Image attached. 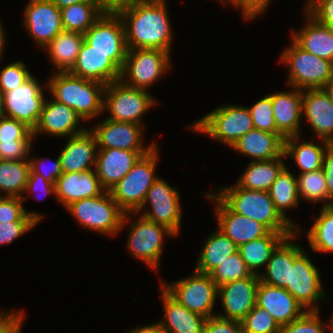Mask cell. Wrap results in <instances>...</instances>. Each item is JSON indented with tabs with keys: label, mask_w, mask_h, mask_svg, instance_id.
Instances as JSON below:
<instances>
[{
	"label": "cell",
	"mask_w": 333,
	"mask_h": 333,
	"mask_svg": "<svg viewBox=\"0 0 333 333\" xmlns=\"http://www.w3.org/2000/svg\"><path fill=\"white\" fill-rule=\"evenodd\" d=\"M241 330V322L215 315L207 318L204 333H240Z\"/></svg>",
	"instance_id": "cell-52"
},
{
	"label": "cell",
	"mask_w": 333,
	"mask_h": 333,
	"mask_svg": "<svg viewBox=\"0 0 333 333\" xmlns=\"http://www.w3.org/2000/svg\"><path fill=\"white\" fill-rule=\"evenodd\" d=\"M284 158H286L285 155L271 160L251 161L235 184L248 190L268 192L278 175L286 167L283 162Z\"/></svg>",
	"instance_id": "cell-34"
},
{
	"label": "cell",
	"mask_w": 333,
	"mask_h": 333,
	"mask_svg": "<svg viewBox=\"0 0 333 333\" xmlns=\"http://www.w3.org/2000/svg\"><path fill=\"white\" fill-rule=\"evenodd\" d=\"M170 57V52L164 50L128 49L120 81L126 86L147 90L168 71Z\"/></svg>",
	"instance_id": "cell-10"
},
{
	"label": "cell",
	"mask_w": 333,
	"mask_h": 333,
	"mask_svg": "<svg viewBox=\"0 0 333 333\" xmlns=\"http://www.w3.org/2000/svg\"><path fill=\"white\" fill-rule=\"evenodd\" d=\"M271 99L277 133L284 139L300 136L302 90L293 87L289 92H275L271 94Z\"/></svg>",
	"instance_id": "cell-28"
},
{
	"label": "cell",
	"mask_w": 333,
	"mask_h": 333,
	"mask_svg": "<svg viewBox=\"0 0 333 333\" xmlns=\"http://www.w3.org/2000/svg\"><path fill=\"white\" fill-rule=\"evenodd\" d=\"M118 14L123 21L128 49L171 52L173 32L166 0H147Z\"/></svg>",
	"instance_id": "cell-1"
},
{
	"label": "cell",
	"mask_w": 333,
	"mask_h": 333,
	"mask_svg": "<svg viewBox=\"0 0 333 333\" xmlns=\"http://www.w3.org/2000/svg\"><path fill=\"white\" fill-rule=\"evenodd\" d=\"M306 12L317 22L333 29V0H307Z\"/></svg>",
	"instance_id": "cell-49"
},
{
	"label": "cell",
	"mask_w": 333,
	"mask_h": 333,
	"mask_svg": "<svg viewBox=\"0 0 333 333\" xmlns=\"http://www.w3.org/2000/svg\"><path fill=\"white\" fill-rule=\"evenodd\" d=\"M55 197L65 208L75 201L98 196L106 190L102 187L95 169L62 173L55 184Z\"/></svg>",
	"instance_id": "cell-26"
},
{
	"label": "cell",
	"mask_w": 333,
	"mask_h": 333,
	"mask_svg": "<svg viewBox=\"0 0 333 333\" xmlns=\"http://www.w3.org/2000/svg\"><path fill=\"white\" fill-rule=\"evenodd\" d=\"M129 333H169L159 322L131 330Z\"/></svg>",
	"instance_id": "cell-58"
},
{
	"label": "cell",
	"mask_w": 333,
	"mask_h": 333,
	"mask_svg": "<svg viewBox=\"0 0 333 333\" xmlns=\"http://www.w3.org/2000/svg\"><path fill=\"white\" fill-rule=\"evenodd\" d=\"M240 333H247V332H245L243 329L240 331Z\"/></svg>",
	"instance_id": "cell-66"
},
{
	"label": "cell",
	"mask_w": 333,
	"mask_h": 333,
	"mask_svg": "<svg viewBox=\"0 0 333 333\" xmlns=\"http://www.w3.org/2000/svg\"><path fill=\"white\" fill-rule=\"evenodd\" d=\"M36 224L38 225L36 221L0 223V245L10 244L15 239L29 232Z\"/></svg>",
	"instance_id": "cell-50"
},
{
	"label": "cell",
	"mask_w": 333,
	"mask_h": 333,
	"mask_svg": "<svg viewBox=\"0 0 333 333\" xmlns=\"http://www.w3.org/2000/svg\"><path fill=\"white\" fill-rule=\"evenodd\" d=\"M154 104L156 100L148 90L126 86L120 80L105 86L103 110L111 114L108 120L142 125V116Z\"/></svg>",
	"instance_id": "cell-8"
},
{
	"label": "cell",
	"mask_w": 333,
	"mask_h": 333,
	"mask_svg": "<svg viewBox=\"0 0 333 333\" xmlns=\"http://www.w3.org/2000/svg\"><path fill=\"white\" fill-rule=\"evenodd\" d=\"M326 325L333 331V317H332L331 321Z\"/></svg>",
	"instance_id": "cell-64"
},
{
	"label": "cell",
	"mask_w": 333,
	"mask_h": 333,
	"mask_svg": "<svg viewBox=\"0 0 333 333\" xmlns=\"http://www.w3.org/2000/svg\"><path fill=\"white\" fill-rule=\"evenodd\" d=\"M43 91L42 85L32 75L22 85L6 92L3 95L5 116L16 119L34 130L46 100Z\"/></svg>",
	"instance_id": "cell-14"
},
{
	"label": "cell",
	"mask_w": 333,
	"mask_h": 333,
	"mask_svg": "<svg viewBox=\"0 0 333 333\" xmlns=\"http://www.w3.org/2000/svg\"><path fill=\"white\" fill-rule=\"evenodd\" d=\"M5 31H3V27H2V24H1V20H0V60H1V58L3 57L2 56V53H3V51H4V45H5V33H4Z\"/></svg>",
	"instance_id": "cell-62"
},
{
	"label": "cell",
	"mask_w": 333,
	"mask_h": 333,
	"mask_svg": "<svg viewBox=\"0 0 333 333\" xmlns=\"http://www.w3.org/2000/svg\"><path fill=\"white\" fill-rule=\"evenodd\" d=\"M161 283V287L172 298L191 312L205 318L216 315L213 309L216 300H218V286L212 280L210 274L194 270L189 278L180 279L172 284Z\"/></svg>",
	"instance_id": "cell-9"
},
{
	"label": "cell",
	"mask_w": 333,
	"mask_h": 333,
	"mask_svg": "<svg viewBox=\"0 0 333 333\" xmlns=\"http://www.w3.org/2000/svg\"><path fill=\"white\" fill-rule=\"evenodd\" d=\"M147 0H98L103 13L118 14L124 9L145 3Z\"/></svg>",
	"instance_id": "cell-56"
},
{
	"label": "cell",
	"mask_w": 333,
	"mask_h": 333,
	"mask_svg": "<svg viewBox=\"0 0 333 333\" xmlns=\"http://www.w3.org/2000/svg\"><path fill=\"white\" fill-rule=\"evenodd\" d=\"M84 35L62 30L44 49H47L56 72H68L74 66Z\"/></svg>",
	"instance_id": "cell-36"
},
{
	"label": "cell",
	"mask_w": 333,
	"mask_h": 333,
	"mask_svg": "<svg viewBox=\"0 0 333 333\" xmlns=\"http://www.w3.org/2000/svg\"><path fill=\"white\" fill-rule=\"evenodd\" d=\"M298 176L296 179L299 197L312 203L323 201V207H329L328 189L323 170L306 172Z\"/></svg>",
	"instance_id": "cell-42"
},
{
	"label": "cell",
	"mask_w": 333,
	"mask_h": 333,
	"mask_svg": "<svg viewBox=\"0 0 333 333\" xmlns=\"http://www.w3.org/2000/svg\"><path fill=\"white\" fill-rule=\"evenodd\" d=\"M143 126L130 122H118L104 119L93 130L97 149H121L130 151H150L157 143L143 145Z\"/></svg>",
	"instance_id": "cell-17"
},
{
	"label": "cell",
	"mask_w": 333,
	"mask_h": 333,
	"mask_svg": "<svg viewBox=\"0 0 333 333\" xmlns=\"http://www.w3.org/2000/svg\"><path fill=\"white\" fill-rule=\"evenodd\" d=\"M33 130L9 117L0 121V160H26L30 157Z\"/></svg>",
	"instance_id": "cell-29"
},
{
	"label": "cell",
	"mask_w": 333,
	"mask_h": 333,
	"mask_svg": "<svg viewBox=\"0 0 333 333\" xmlns=\"http://www.w3.org/2000/svg\"><path fill=\"white\" fill-rule=\"evenodd\" d=\"M82 118L72 108L52 100H45L43 109L36 127L33 130L34 138L37 134L47 133L55 137H71L82 133L86 128L79 127Z\"/></svg>",
	"instance_id": "cell-21"
},
{
	"label": "cell",
	"mask_w": 333,
	"mask_h": 333,
	"mask_svg": "<svg viewBox=\"0 0 333 333\" xmlns=\"http://www.w3.org/2000/svg\"><path fill=\"white\" fill-rule=\"evenodd\" d=\"M294 233L296 232H270L264 237L241 244L238 252L251 273L259 275L258 270L262 266L266 267L276 247Z\"/></svg>",
	"instance_id": "cell-33"
},
{
	"label": "cell",
	"mask_w": 333,
	"mask_h": 333,
	"mask_svg": "<svg viewBox=\"0 0 333 333\" xmlns=\"http://www.w3.org/2000/svg\"><path fill=\"white\" fill-rule=\"evenodd\" d=\"M188 129L232 147L240 137L254 129V125L248 107L226 104L204 115Z\"/></svg>",
	"instance_id": "cell-6"
},
{
	"label": "cell",
	"mask_w": 333,
	"mask_h": 333,
	"mask_svg": "<svg viewBox=\"0 0 333 333\" xmlns=\"http://www.w3.org/2000/svg\"><path fill=\"white\" fill-rule=\"evenodd\" d=\"M237 251L238 246L217 228L208 236L197 260L195 271L210 274L228 256Z\"/></svg>",
	"instance_id": "cell-37"
},
{
	"label": "cell",
	"mask_w": 333,
	"mask_h": 333,
	"mask_svg": "<svg viewBox=\"0 0 333 333\" xmlns=\"http://www.w3.org/2000/svg\"><path fill=\"white\" fill-rule=\"evenodd\" d=\"M319 311H306L301 317L281 326L280 333H325Z\"/></svg>",
	"instance_id": "cell-48"
},
{
	"label": "cell",
	"mask_w": 333,
	"mask_h": 333,
	"mask_svg": "<svg viewBox=\"0 0 333 333\" xmlns=\"http://www.w3.org/2000/svg\"><path fill=\"white\" fill-rule=\"evenodd\" d=\"M38 190H39V192L41 191L43 193V195L45 193L47 195H49V194H54L55 195L56 194L54 184H52L51 182H48L47 180L44 179L43 176L34 173L30 169V172H29V175H28V181H27L24 193L28 192L30 194L31 191L37 192Z\"/></svg>",
	"instance_id": "cell-54"
},
{
	"label": "cell",
	"mask_w": 333,
	"mask_h": 333,
	"mask_svg": "<svg viewBox=\"0 0 333 333\" xmlns=\"http://www.w3.org/2000/svg\"><path fill=\"white\" fill-rule=\"evenodd\" d=\"M30 161V169L41 176L44 177L45 180L48 182H51L52 184H56V181L58 177L62 174V169H61V163H60V158L59 156L51 166H46L44 163L43 158H37L35 159L34 157L29 158Z\"/></svg>",
	"instance_id": "cell-51"
},
{
	"label": "cell",
	"mask_w": 333,
	"mask_h": 333,
	"mask_svg": "<svg viewBox=\"0 0 333 333\" xmlns=\"http://www.w3.org/2000/svg\"><path fill=\"white\" fill-rule=\"evenodd\" d=\"M256 305L265 309L280 326L301 317L306 310L284 288L259 282L256 291Z\"/></svg>",
	"instance_id": "cell-23"
},
{
	"label": "cell",
	"mask_w": 333,
	"mask_h": 333,
	"mask_svg": "<svg viewBox=\"0 0 333 333\" xmlns=\"http://www.w3.org/2000/svg\"><path fill=\"white\" fill-rule=\"evenodd\" d=\"M220 1L225 3V6H226V2H228L230 4H233V6L235 8L239 7L241 9V13H242L243 17L246 20V0H220Z\"/></svg>",
	"instance_id": "cell-60"
},
{
	"label": "cell",
	"mask_w": 333,
	"mask_h": 333,
	"mask_svg": "<svg viewBox=\"0 0 333 333\" xmlns=\"http://www.w3.org/2000/svg\"><path fill=\"white\" fill-rule=\"evenodd\" d=\"M59 154L62 173L81 172L95 168L97 141L93 132L86 129L82 133L67 138Z\"/></svg>",
	"instance_id": "cell-27"
},
{
	"label": "cell",
	"mask_w": 333,
	"mask_h": 333,
	"mask_svg": "<svg viewBox=\"0 0 333 333\" xmlns=\"http://www.w3.org/2000/svg\"><path fill=\"white\" fill-rule=\"evenodd\" d=\"M241 324L247 333H280L281 329L276 320L257 305L245 316Z\"/></svg>",
	"instance_id": "cell-45"
},
{
	"label": "cell",
	"mask_w": 333,
	"mask_h": 333,
	"mask_svg": "<svg viewBox=\"0 0 333 333\" xmlns=\"http://www.w3.org/2000/svg\"><path fill=\"white\" fill-rule=\"evenodd\" d=\"M66 210L81 226L100 234L117 235L124 225L130 222L129 213H124L119 208L109 191L75 201L68 205Z\"/></svg>",
	"instance_id": "cell-4"
},
{
	"label": "cell",
	"mask_w": 333,
	"mask_h": 333,
	"mask_svg": "<svg viewBox=\"0 0 333 333\" xmlns=\"http://www.w3.org/2000/svg\"><path fill=\"white\" fill-rule=\"evenodd\" d=\"M255 129L270 133H277V127L273 116L271 94L266 95L254 105L248 107Z\"/></svg>",
	"instance_id": "cell-46"
},
{
	"label": "cell",
	"mask_w": 333,
	"mask_h": 333,
	"mask_svg": "<svg viewBox=\"0 0 333 333\" xmlns=\"http://www.w3.org/2000/svg\"><path fill=\"white\" fill-rule=\"evenodd\" d=\"M304 251L290 265V283L286 288L306 311H319L318 301L326 299L320 273Z\"/></svg>",
	"instance_id": "cell-15"
},
{
	"label": "cell",
	"mask_w": 333,
	"mask_h": 333,
	"mask_svg": "<svg viewBox=\"0 0 333 333\" xmlns=\"http://www.w3.org/2000/svg\"><path fill=\"white\" fill-rule=\"evenodd\" d=\"M306 14L307 24L298 32L291 31L292 40L305 51L333 63V29Z\"/></svg>",
	"instance_id": "cell-31"
},
{
	"label": "cell",
	"mask_w": 333,
	"mask_h": 333,
	"mask_svg": "<svg viewBox=\"0 0 333 333\" xmlns=\"http://www.w3.org/2000/svg\"><path fill=\"white\" fill-rule=\"evenodd\" d=\"M251 275V271L238 251L228 256L210 273L212 280L218 287L229 282L245 279Z\"/></svg>",
	"instance_id": "cell-43"
},
{
	"label": "cell",
	"mask_w": 333,
	"mask_h": 333,
	"mask_svg": "<svg viewBox=\"0 0 333 333\" xmlns=\"http://www.w3.org/2000/svg\"><path fill=\"white\" fill-rule=\"evenodd\" d=\"M61 11L64 30L84 34L103 14L98 2L75 3Z\"/></svg>",
	"instance_id": "cell-40"
},
{
	"label": "cell",
	"mask_w": 333,
	"mask_h": 333,
	"mask_svg": "<svg viewBox=\"0 0 333 333\" xmlns=\"http://www.w3.org/2000/svg\"><path fill=\"white\" fill-rule=\"evenodd\" d=\"M46 82L51 98L72 108L87 121L102 114L105 85L68 72H56Z\"/></svg>",
	"instance_id": "cell-2"
},
{
	"label": "cell",
	"mask_w": 333,
	"mask_h": 333,
	"mask_svg": "<svg viewBox=\"0 0 333 333\" xmlns=\"http://www.w3.org/2000/svg\"><path fill=\"white\" fill-rule=\"evenodd\" d=\"M280 56V63L289 68L287 85L291 88H323L333 75V63L305 51L293 40Z\"/></svg>",
	"instance_id": "cell-7"
},
{
	"label": "cell",
	"mask_w": 333,
	"mask_h": 333,
	"mask_svg": "<svg viewBox=\"0 0 333 333\" xmlns=\"http://www.w3.org/2000/svg\"><path fill=\"white\" fill-rule=\"evenodd\" d=\"M307 239L314 252H333V206H322L319 216L307 231Z\"/></svg>",
	"instance_id": "cell-41"
},
{
	"label": "cell",
	"mask_w": 333,
	"mask_h": 333,
	"mask_svg": "<svg viewBox=\"0 0 333 333\" xmlns=\"http://www.w3.org/2000/svg\"><path fill=\"white\" fill-rule=\"evenodd\" d=\"M131 223L127 248L136 259H141L149 267L158 271L164 235L174 237V233L164 225L157 224L142 215L137 221Z\"/></svg>",
	"instance_id": "cell-12"
},
{
	"label": "cell",
	"mask_w": 333,
	"mask_h": 333,
	"mask_svg": "<svg viewBox=\"0 0 333 333\" xmlns=\"http://www.w3.org/2000/svg\"><path fill=\"white\" fill-rule=\"evenodd\" d=\"M300 228L291 236L286 237L272 252L265 267V273L259 274L260 282L286 289L290 283V265L304 252L302 247L291 240L298 238ZM299 232V233H298ZM298 236V237H297Z\"/></svg>",
	"instance_id": "cell-25"
},
{
	"label": "cell",
	"mask_w": 333,
	"mask_h": 333,
	"mask_svg": "<svg viewBox=\"0 0 333 333\" xmlns=\"http://www.w3.org/2000/svg\"><path fill=\"white\" fill-rule=\"evenodd\" d=\"M59 9H63L75 3L98 2V0H52Z\"/></svg>",
	"instance_id": "cell-59"
},
{
	"label": "cell",
	"mask_w": 333,
	"mask_h": 333,
	"mask_svg": "<svg viewBox=\"0 0 333 333\" xmlns=\"http://www.w3.org/2000/svg\"><path fill=\"white\" fill-rule=\"evenodd\" d=\"M322 170L328 189L329 207H331L333 206V143L327 147L324 153Z\"/></svg>",
	"instance_id": "cell-55"
},
{
	"label": "cell",
	"mask_w": 333,
	"mask_h": 333,
	"mask_svg": "<svg viewBox=\"0 0 333 333\" xmlns=\"http://www.w3.org/2000/svg\"><path fill=\"white\" fill-rule=\"evenodd\" d=\"M158 154V147L155 145L109 190L124 213L133 215L142 207L149 188L158 178L155 174Z\"/></svg>",
	"instance_id": "cell-5"
},
{
	"label": "cell",
	"mask_w": 333,
	"mask_h": 333,
	"mask_svg": "<svg viewBox=\"0 0 333 333\" xmlns=\"http://www.w3.org/2000/svg\"><path fill=\"white\" fill-rule=\"evenodd\" d=\"M301 136H291L284 140L285 157L294 158L300 168V174L322 169L323 156L330 142L323 140V146L303 140ZM300 141V142H299Z\"/></svg>",
	"instance_id": "cell-35"
},
{
	"label": "cell",
	"mask_w": 333,
	"mask_h": 333,
	"mask_svg": "<svg viewBox=\"0 0 333 333\" xmlns=\"http://www.w3.org/2000/svg\"><path fill=\"white\" fill-rule=\"evenodd\" d=\"M5 117L4 112V97L3 94L0 92V121Z\"/></svg>",
	"instance_id": "cell-63"
},
{
	"label": "cell",
	"mask_w": 333,
	"mask_h": 333,
	"mask_svg": "<svg viewBox=\"0 0 333 333\" xmlns=\"http://www.w3.org/2000/svg\"><path fill=\"white\" fill-rule=\"evenodd\" d=\"M149 151L97 149L95 172L102 187L109 191Z\"/></svg>",
	"instance_id": "cell-22"
},
{
	"label": "cell",
	"mask_w": 333,
	"mask_h": 333,
	"mask_svg": "<svg viewBox=\"0 0 333 333\" xmlns=\"http://www.w3.org/2000/svg\"><path fill=\"white\" fill-rule=\"evenodd\" d=\"M220 190L215 194L233 212L265 225L271 232H297L276 210L268 192L248 190L236 184Z\"/></svg>",
	"instance_id": "cell-3"
},
{
	"label": "cell",
	"mask_w": 333,
	"mask_h": 333,
	"mask_svg": "<svg viewBox=\"0 0 333 333\" xmlns=\"http://www.w3.org/2000/svg\"><path fill=\"white\" fill-rule=\"evenodd\" d=\"M24 11V27L42 49L64 30L61 11L52 0H29Z\"/></svg>",
	"instance_id": "cell-16"
},
{
	"label": "cell",
	"mask_w": 333,
	"mask_h": 333,
	"mask_svg": "<svg viewBox=\"0 0 333 333\" xmlns=\"http://www.w3.org/2000/svg\"><path fill=\"white\" fill-rule=\"evenodd\" d=\"M32 74L22 61L12 62L0 71V92L4 95L26 82Z\"/></svg>",
	"instance_id": "cell-47"
},
{
	"label": "cell",
	"mask_w": 333,
	"mask_h": 333,
	"mask_svg": "<svg viewBox=\"0 0 333 333\" xmlns=\"http://www.w3.org/2000/svg\"><path fill=\"white\" fill-rule=\"evenodd\" d=\"M205 196L217 204L215 214L218 229L237 246L264 237L271 232L265 225L233 212L215 193H205Z\"/></svg>",
	"instance_id": "cell-19"
},
{
	"label": "cell",
	"mask_w": 333,
	"mask_h": 333,
	"mask_svg": "<svg viewBox=\"0 0 333 333\" xmlns=\"http://www.w3.org/2000/svg\"><path fill=\"white\" fill-rule=\"evenodd\" d=\"M284 138L278 133L252 129L231 147L254 161L276 159L284 155Z\"/></svg>",
	"instance_id": "cell-30"
},
{
	"label": "cell",
	"mask_w": 333,
	"mask_h": 333,
	"mask_svg": "<svg viewBox=\"0 0 333 333\" xmlns=\"http://www.w3.org/2000/svg\"><path fill=\"white\" fill-rule=\"evenodd\" d=\"M126 56L127 53H100L83 41L76 63L69 72L106 86L120 80Z\"/></svg>",
	"instance_id": "cell-13"
},
{
	"label": "cell",
	"mask_w": 333,
	"mask_h": 333,
	"mask_svg": "<svg viewBox=\"0 0 333 333\" xmlns=\"http://www.w3.org/2000/svg\"><path fill=\"white\" fill-rule=\"evenodd\" d=\"M29 172V159L21 161L0 160V192H5L8 197H20L25 201L27 197L23 193Z\"/></svg>",
	"instance_id": "cell-39"
},
{
	"label": "cell",
	"mask_w": 333,
	"mask_h": 333,
	"mask_svg": "<svg viewBox=\"0 0 333 333\" xmlns=\"http://www.w3.org/2000/svg\"><path fill=\"white\" fill-rule=\"evenodd\" d=\"M4 314H5L4 312H0V318H1Z\"/></svg>",
	"instance_id": "cell-65"
},
{
	"label": "cell",
	"mask_w": 333,
	"mask_h": 333,
	"mask_svg": "<svg viewBox=\"0 0 333 333\" xmlns=\"http://www.w3.org/2000/svg\"><path fill=\"white\" fill-rule=\"evenodd\" d=\"M302 113L315 135L332 144L333 103L322 88L302 90Z\"/></svg>",
	"instance_id": "cell-24"
},
{
	"label": "cell",
	"mask_w": 333,
	"mask_h": 333,
	"mask_svg": "<svg viewBox=\"0 0 333 333\" xmlns=\"http://www.w3.org/2000/svg\"><path fill=\"white\" fill-rule=\"evenodd\" d=\"M84 41L100 53H127L123 21L119 14L103 13L83 34Z\"/></svg>",
	"instance_id": "cell-20"
},
{
	"label": "cell",
	"mask_w": 333,
	"mask_h": 333,
	"mask_svg": "<svg viewBox=\"0 0 333 333\" xmlns=\"http://www.w3.org/2000/svg\"><path fill=\"white\" fill-rule=\"evenodd\" d=\"M276 210L280 215L286 219L296 230L299 229L297 224L286 216L285 211L289 208H297L299 205V193L297 187V179L289 171L287 166L281 171L277 179L273 182L272 186L268 190Z\"/></svg>",
	"instance_id": "cell-38"
},
{
	"label": "cell",
	"mask_w": 333,
	"mask_h": 333,
	"mask_svg": "<svg viewBox=\"0 0 333 333\" xmlns=\"http://www.w3.org/2000/svg\"><path fill=\"white\" fill-rule=\"evenodd\" d=\"M20 197L0 196V223L12 221H36L43 217L38 212H28Z\"/></svg>",
	"instance_id": "cell-44"
},
{
	"label": "cell",
	"mask_w": 333,
	"mask_h": 333,
	"mask_svg": "<svg viewBox=\"0 0 333 333\" xmlns=\"http://www.w3.org/2000/svg\"><path fill=\"white\" fill-rule=\"evenodd\" d=\"M259 282V275L252 274L245 279L219 286L217 298L221 299L224 312L216 315L241 322L256 305Z\"/></svg>",
	"instance_id": "cell-18"
},
{
	"label": "cell",
	"mask_w": 333,
	"mask_h": 333,
	"mask_svg": "<svg viewBox=\"0 0 333 333\" xmlns=\"http://www.w3.org/2000/svg\"><path fill=\"white\" fill-rule=\"evenodd\" d=\"M22 311H6L0 318V333H22V324L25 317Z\"/></svg>",
	"instance_id": "cell-53"
},
{
	"label": "cell",
	"mask_w": 333,
	"mask_h": 333,
	"mask_svg": "<svg viewBox=\"0 0 333 333\" xmlns=\"http://www.w3.org/2000/svg\"><path fill=\"white\" fill-rule=\"evenodd\" d=\"M271 0H246V20H251L265 12Z\"/></svg>",
	"instance_id": "cell-57"
},
{
	"label": "cell",
	"mask_w": 333,
	"mask_h": 333,
	"mask_svg": "<svg viewBox=\"0 0 333 333\" xmlns=\"http://www.w3.org/2000/svg\"><path fill=\"white\" fill-rule=\"evenodd\" d=\"M180 194L177 186H170L165 180L157 178L149 188L142 207L136 212L145 218L164 225L178 236L181 226ZM149 202V203H148ZM150 204L152 210H144Z\"/></svg>",
	"instance_id": "cell-11"
},
{
	"label": "cell",
	"mask_w": 333,
	"mask_h": 333,
	"mask_svg": "<svg viewBox=\"0 0 333 333\" xmlns=\"http://www.w3.org/2000/svg\"><path fill=\"white\" fill-rule=\"evenodd\" d=\"M322 89L327 93L333 103V75Z\"/></svg>",
	"instance_id": "cell-61"
},
{
	"label": "cell",
	"mask_w": 333,
	"mask_h": 333,
	"mask_svg": "<svg viewBox=\"0 0 333 333\" xmlns=\"http://www.w3.org/2000/svg\"><path fill=\"white\" fill-rule=\"evenodd\" d=\"M160 288L165 315L159 323L169 333H204L207 318L191 312Z\"/></svg>",
	"instance_id": "cell-32"
}]
</instances>
